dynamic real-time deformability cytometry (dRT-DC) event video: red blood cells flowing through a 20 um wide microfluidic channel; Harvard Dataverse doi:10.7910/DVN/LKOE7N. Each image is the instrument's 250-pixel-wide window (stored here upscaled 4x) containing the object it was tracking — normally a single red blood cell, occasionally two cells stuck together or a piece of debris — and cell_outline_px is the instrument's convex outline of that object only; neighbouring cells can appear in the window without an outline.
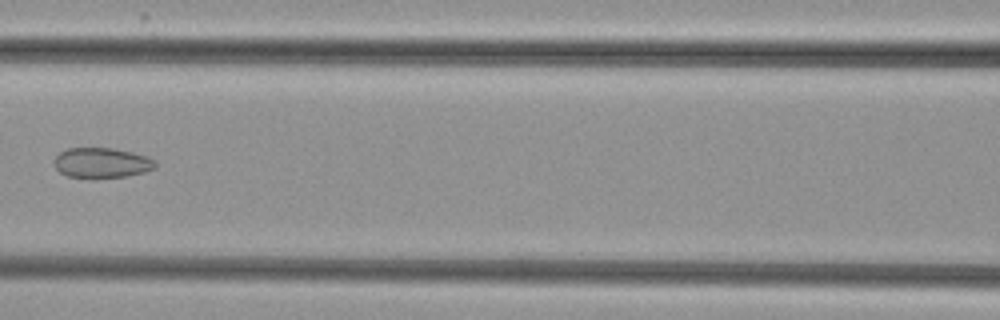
{"species": "common noctule bat (a hibernating species)", "species_latin": "Nyctalus noctula", "temperature_condition": "cold", "stored_images_in_passage": 6, "camera_frame_rate_fps": 3000, "um_per_image_px": 0.085, "animal": {"sex": "female", "body_mass_g": 29.2, "forearm_length_mm": 56.3}, "frame": {"image": 1, "passage_image": 5, "time_ms": 5.0, "image_size_px": [1000, 320], "cell_outline_px": [[156, 168], [144, 172], [124, 176], [92, 180], [68, 176], [60, 172], [52, 164], [52, 160], [60, 152], [68, 148], [112, 148], [132, 152], [148, 156], [156, 160]], "centroid_in_image_um": [8.62, 13.86], "position_along_channel_um": 158.0, "area_um2": 18.32}}
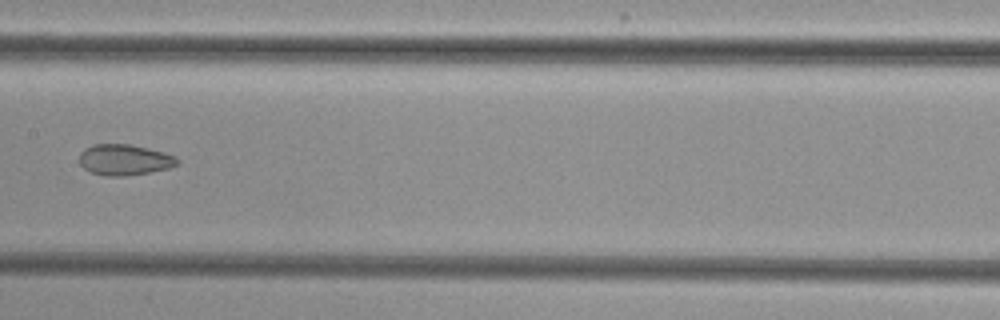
{"frame": {"image": 2, "passage_image": 6, "time_ms": 6.0, "image_size_px": [1000, 320], "cell_outline_px": [[180, 160], [176, 164], [168, 168], [148, 172], [124, 176], [104, 176], [88, 172], [80, 164], [80, 152], [84, 148], [92, 144], [132, 144], [164, 152], [176, 156]], "centroid_in_image_um": [10.55, 13.57], "position_along_channel_um": 196.9, "area_um2": 17.74}}